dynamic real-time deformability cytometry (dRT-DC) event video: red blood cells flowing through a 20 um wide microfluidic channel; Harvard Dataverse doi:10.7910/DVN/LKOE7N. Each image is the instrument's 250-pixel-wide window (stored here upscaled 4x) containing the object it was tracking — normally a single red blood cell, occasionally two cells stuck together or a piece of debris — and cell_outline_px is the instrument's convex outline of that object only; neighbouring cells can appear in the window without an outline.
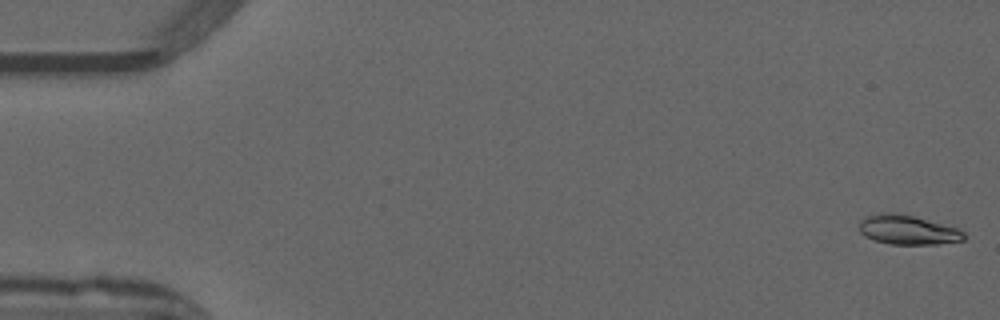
{"species": "common noctule bat (a hibernating species)", "species_latin": "Nyctalus noctula", "temperature_condition": "warm", "stored_images_in_passage": 51, "camera_frame_rate_fps": 3000, "um_per_image_px": 0.085, "animal": {"sex": "male", "forearm_length_mm": 52.5}, "frame": {"image": 1, "passage_image": 1, "time_ms": 0.0, "image_size_px": [1000, 320], "cell_outline_px": [[968, 236], [964, 240], [936, 244], [892, 244], [872, 240], [864, 236], [860, 232], [860, 220], [876, 212], [896, 212], [912, 216], [956, 228], [964, 232]], "centroid_in_image_um": [77.13, 19.54], "position_along_channel_um": 7.9, "area_um2": 17.92}}
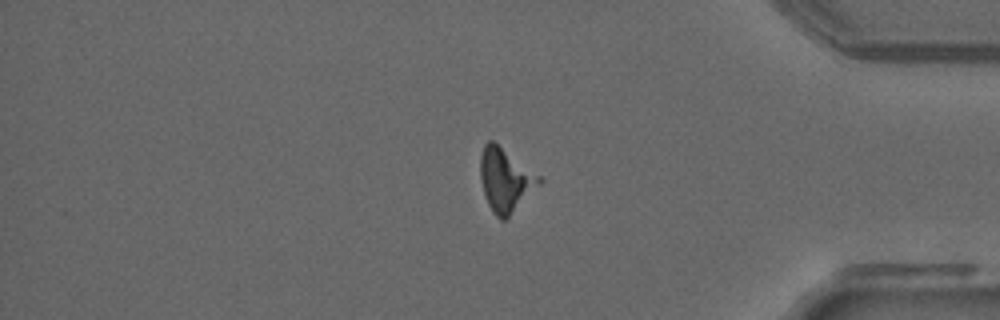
{"frame": {"image": 2, "passage_image": 43, "time_ms": 14.0, "image_size_px": [1000, 320], "cell_outline_px": [[544, 180], [504, 220], [500, 220], [492, 212], [488, 204], [480, 180], [480, 156], [484, 144], [488, 140], [492, 140], [540, 176]], "centroid_in_image_um": [42.93, 15.28], "position_along_channel_um": 392.3, "area_um2": 21.33}}
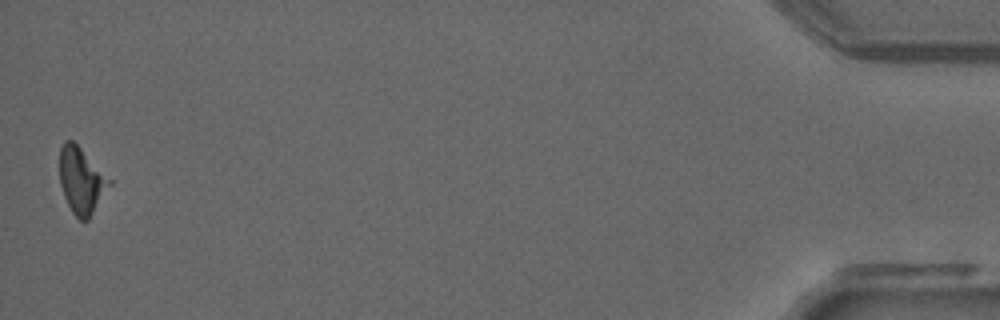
{"frame": {"image": 3, "passage_image": 51, "time_ms": 16.667, "image_size_px": [1000, 320], "cell_outline_px": [[112, 184], [88, 220], [80, 220], [72, 212], [64, 196], [60, 184], [60, 148], [64, 140], [72, 140], [112, 180]], "centroid_in_image_um": [6.93, 15.35], "position_along_channel_um": 428.3, "area_um2": 19.02}}